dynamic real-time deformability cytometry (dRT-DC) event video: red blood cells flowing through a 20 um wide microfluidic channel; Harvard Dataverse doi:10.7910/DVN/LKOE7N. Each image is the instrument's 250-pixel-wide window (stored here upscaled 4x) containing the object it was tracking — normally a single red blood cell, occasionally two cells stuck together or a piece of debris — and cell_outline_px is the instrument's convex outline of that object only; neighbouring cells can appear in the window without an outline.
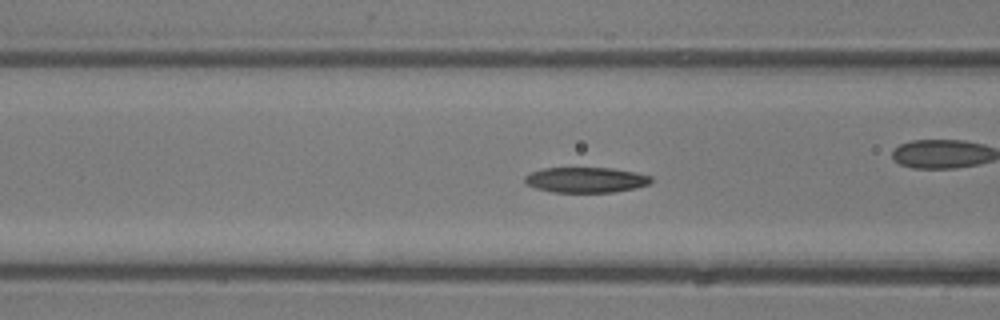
{"species": "common noctule bat (a hibernating species)", "species_latin": "Nyctalus noctula", "temperature_condition": "room temperature", "stored_images_in_passage": 19, "camera_frame_rate_fps": 3000, "um_per_image_px": 0.085, "animal": {"sex": "male", "body_mass_g": 13.3}, "frame": {"image": 1, "passage_image": 18, "time_ms": 5.667, "image_size_px": [1000, 320], "cell_outline_px": [[652, 180], [648, 184], [636, 188], [612, 192], [552, 192], [536, 188], [524, 184], [524, 176], [532, 172], [544, 168], [612, 168], [636, 172], [652, 176]], "centroid_in_image_um": [49.79, 15.29], "position_along_channel_um": 116.8, "area_um2": 18.73}}